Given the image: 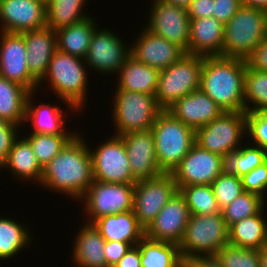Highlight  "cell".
Listing matches in <instances>:
<instances>
[{"label":"cell","mask_w":267,"mask_h":267,"mask_svg":"<svg viewBox=\"0 0 267 267\" xmlns=\"http://www.w3.org/2000/svg\"><path fill=\"white\" fill-rule=\"evenodd\" d=\"M178 191L171 173L137 181L134 185L133 211L139 223L146 229Z\"/></svg>","instance_id":"8fae6325"},{"label":"cell","mask_w":267,"mask_h":267,"mask_svg":"<svg viewBox=\"0 0 267 267\" xmlns=\"http://www.w3.org/2000/svg\"><path fill=\"white\" fill-rule=\"evenodd\" d=\"M203 56L184 54L159 72L155 92L157 105L166 110L180 98L200 89Z\"/></svg>","instance_id":"52a82bcc"},{"label":"cell","mask_w":267,"mask_h":267,"mask_svg":"<svg viewBox=\"0 0 267 267\" xmlns=\"http://www.w3.org/2000/svg\"><path fill=\"white\" fill-rule=\"evenodd\" d=\"M88 145L76 134L46 166L40 184L56 192L81 199L93 183L92 158ZM45 185V186H44Z\"/></svg>","instance_id":"6da1fadb"},{"label":"cell","mask_w":267,"mask_h":267,"mask_svg":"<svg viewBox=\"0 0 267 267\" xmlns=\"http://www.w3.org/2000/svg\"><path fill=\"white\" fill-rule=\"evenodd\" d=\"M185 198L191 215L216 214L221 212L211 185H188L179 189Z\"/></svg>","instance_id":"74e56055"},{"label":"cell","mask_w":267,"mask_h":267,"mask_svg":"<svg viewBox=\"0 0 267 267\" xmlns=\"http://www.w3.org/2000/svg\"><path fill=\"white\" fill-rule=\"evenodd\" d=\"M267 37V11L241 6L224 25L222 56L247 60Z\"/></svg>","instance_id":"3957f363"},{"label":"cell","mask_w":267,"mask_h":267,"mask_svg":"<svg viewBox=\"0 0 267 267\" xmlns=\"http://www.w3.org/2000/svg\"><path fill=\"white\" fill-rule=\"evenodd\" d=\"M82 61H84L83 58L57 49L49 62L46 75L39 82L41 85L44 79H48L54 93L75 112L84 106L87 94L88 77Z\"/></svg>","instance_id":"5b68a950"},{"label":"cell","mask_w":267,"mask_h":267,"mask_svg":"<svg viewBox=\"0 0 267 267\" xmlns=\"http://www.w3.org/2000/svg\"><path fill=\"white\" fill-rule=\"evenodd\" d=\"M184 267H223L216 255L197 256L184 261Z\"/></svg>","instance_id":"681fc988"},{"label":"cell","mask_w":267,"mask_h":267,"mask_svg":"<svg viewBox=\"0 0 267 267\" xmlns=\"http://www.w3.org/2000/svg\"><path fill=\"white\" fill-rule=\"evenodd\" d=\"M265 205V199L261 196L242 192L232 203L221 210L222 217L229 228L244 218L260 213Z\"/></svg>","instance_id":"f35d334b"},{"label":"cell","mask_w":267,"mask_h":267,"mask_svg":"<svg viewBox=\"0 0 267 267\" xmlns=\"http://www.w3.org/2000/svg\"><path fill=\"white\" fill-rule=\"evenodd\" d=\"M17 221L0 218V260L14 257L31 241L27 229ZM27 231V232H26Z\"/></svg>","instance_id":"d590c367"},{"label":"cell","mask_w":267,"mask_h":267,"mask_svg":"<svg viewBox=\"0 0 267 267\" xmlns=\"http://www.w3.org/2000/svg\"><path fill=\"white\" fill-rule=\"evenodd\" d=\"M266 161L267 149L243 145L236 151L221 156L222 173L241 178Z\"/></svg>","instance_id":"d6a6232c"},{"label":"cell","mask_w":267,"mask_h":267,"mask_svg":"<svg viewBox=\"0 0 267 267\" xmlns=\"http://www.w3.org/2000/svg\"><path fill=\"white\" fill-rule=\"evenodd\" d=\"M247 60L203 57L200 88L223 112H245L244 84Z\"/></svg>","instance_id":"7a4b0ae2"},{"label":"cell","mask_w":267,"mask_h":267,"mask_svg":"<svg viewBox=\"0 0 267 267\" xmlns=\"http://www.w3.org/2000/svg\"><path fill=\"white\" fill-rule=\"evenodd\" d=\"M85 0H50L46 4V26L57 31L87 18L81 14Z\"/></svg>","instance_id":"836d02e7"},{"label":"cell","mask_w":267,"mask_h":267,"mask_svg":"<svg viewBox=\"0 0 267 267\" xmlns=\"http://www.w3.org/2000/svg\"><path fill=\"white\" fill-rule=\"evenodd\" d=\"M0 76L36 92L39 82L27 67V53L22 33L0 32Z\"/></svg>","instance_id":"9a60e30c"},{"label":"cell","mask_w":267,"mask_h":267,"mask_svg":"<svg viewBox=\"0 0 267 267\" xmlns=\"http://www.w3.org/2000/svg\"><path fill=\"white\" fill-rule=\"evenodd\" d=\"M95 26L96 23L92 20V17H87L73 25L58 29L55 31L57 49L84 59L88 52Z\"/></svg>","instance_id":"83f0119b"},{"label":"cell","mask_w":267,"mask_h":267,"mask_svg":"<svg viewBox=\"0 0 267 267\" xmlns=\"http://www.w3.org/2000/svg\"><path fill=\"white\" fill-rule=\"evenodd\" d=\"M105 267H117L116 264H110V265H106Z\"/></svg>","instance_id":"11a10c76"},{"label":"cell","mask_w":267,"mask_h":267,"mask_svg":"<svg viewBox=\"0 0 267 267\" xmlns=\"http://www.w3.org/2000/svg\"><path fill=\"white\" fill-rule=\"evenodd\" d=\"M162 1L168 4H172V5L187 9L189 7L191 0H162Z\"/></svg>","instance_id":"f5cc1de1"},{"label":"cell","mask_w":267,"mask_h":267,"mask_svg":"<svg viewBox=\"0 0 267 267\" xmlns=\"http://www.w3.org/2000/svg\"><path fill=\"white\" fill-rule=\"evenodd\" d=\"M97 29H94L84 63L101 73H118L130 56V49L112 31Z\"/></svg>","instance_id":"e0dca14e"},{"label":"cell","mask_w":267,"mask_h":267,"mask_svg":"<svg viewBox=\"0 0 267 267\" xmlns=\"http://www.w3.org/2000/svg\"><path fill=\"white\" fill-rule=\"evenodd\" d=\"M264 210L231 225L228 228L229 245L257 250L266 247L267 222L263 216Z\"/></svg>","instance_id":"4316f807"},{"label":"cell","mask_w":267,"mask_h":267,"mask_svg":"<svg viewBox=\"0 0 267 267\" xmlns=\"http://www.w3.org/2000/svg\"><path fill=\"white\" fill-rule=\"evenodd\" d=\"M121 137L126 147L133 177L137 181L154 178L164 173L157 163L151 130L129 132Z\"/></svg>","instance_id":"d6986e66"},{"label":"cell","mask_w":267,"mask_h":267,"mask_svg":"<svg viewBox=\"0 0 267 267\" xmlns=\"http://www.w3.org/2000/svg\"><path fill=\"white\" fill-rule=\"evenodd\" d=\"M30 93L22 85L0 76V118L20 126L25 121Z\"/></svg>","instance_id":"f1b7e54d"},{"label":"cell","mask_w":267,"mask_h":267,"mask_svg":"<svg viewBox=\"0 0 267 267\" xmlns=\"http://www.w3.org/2000/svg\"><path fill=\"white\" fill-rule=\"evenodd\" d=\"M211 186L220 211L244 192L240 177L224 173H221Z\"/></svg>","instance_id":"60d3db41"},{"label":"cell","mask_w":267,"mask_h":267,"mask_svg":"<svg viewBox=\"0 0 267 267\" xmlns=\"http://www.w3.org/2000/svg\"><path fill=\"white\" fill-rule=\"evenodd\" d=\"M166 111L194 130L209 124L223 113L201 88L180 98Z\"/></svg>","instance_id":"44dd1931"},{"label":"cell","mask_w":267,"mask_h":267,"mask_svg":"<svg viewBox=\"0 0 267 267\" xmlns=\"http://www.w3.org/2000/svg\"><path fill=\"white\" fill-rule=\"evenodd\" d=\"M151 131L158 166L164 173H171L195 144V130L162 110Z\"/></svg>","instance_id":"277c9868"},{"label":"cell","mask_w":267,"mask_h":267,"mask_svg":"<svg viewBox=\"0 0 267 267\" xmlns=\"http://www.w3.org/2000/svg\"><path fill=\"white\" fill-rule=\"evenodd\" d=\"M0 20L4 32L23 33L46 26V4L40 0H3Z\"/></svg>","instance_id":"ac0fdd59"},{"label":"cell","mask_w":267,"mask_h":267,"mask_svg":"<svg viewBox=\"0 0 267 267\" xmlns=\"http://www.w3.org/2000/svg\"><path fill=\"white\" fill-rule=\"evenodd\" d=\"M150 19L146 29L169 42L177 44L185 52L189 45L190 18L187 9L168 4L162 0L153 1Z\"/></svg>","instance_id":"5bb4252c"},{"label":"cell","mask_w":267,"mask_h":267,"mask_svg":"<svg viewBox=\"0 0 267 267\" xmlns=\"http://www.w3.org/2000/svg\"><path fill=\"white\" fill-rule=\"evenodd\" d=\"M42 2H44L45 4H47L50 0H40Z\"/></svg>","instance_id":"9f6ffc18"},{"label":"cell","mask_w":267,"mask_h":267,"mask_svg":"<svg viewBox=\"0 0 267 267\" xmlns=\"http://www.w3.org/2000/svg\"><path fill=\"white\" fill-rule=\"evenodd\" d=\"M260 267H267V246L259 250Z\"/></svg>","instance_id":"db71d44e"},{"label":"cell","mask_w":267,"mask_h":267,"mask_svg":"<svg viewBox=\"0 0 267 267\" xmlns=\"http://www.w3.org/2000/svg\"><path fill=\"white\" fill-rule=\"evenodd\" d=\"M30 74L40 82L47 73L49 62L57 50L56 33L47 26L23 32Z\"/></svg>","instance_id":"7402d4cb"},{"label":"cell","mask_w":267,"mask_h":267,"mask_svg":"<svg viewBox=\"0 0 267 267\" xmlns=\"http://www.w3.org/2000/svg\"><path fill=\"white\" fill-rule=\"evenodd\" d=\"M159 72L158 69L139 62L130 55L117 73V89L155 94Z\"/></svg>","instance_id":"484cf974"},{"label":"cell","mask_w":267,"mask_h":267,"mask_svg":"<svg viewBox=\"0 0 267 267\" xmlns=\"http://www.w3.org/2000/svg\"><path fill=\"white\" fill-rule=\"evenodd\" d=\"M16 128L18 125L0 118V168L6 163L13 142L18 138Z\"/></svg>","instance_id":"ee69618b"},{"label":"cell","mask_w":267,"mask_h":267,"mask_svg":"<svg viewBox=\"0 0 267 267\" xmlns=\"http://www.w3.org/2000/svg\"><path fill=\"white\" fill-rule=\"evenodd\" d=\"M229 244L228 227L222 213L191 215L179 244L183 262L197 256L216 255Z\"/></svg>","instance_id":"8992f818"},{"label":"cell","mask_w":267,"mask_h":267,"mask_svg":"<svg viewBox=\"0 0 267 267\" xmlns=\"http://www.w3.org/2000/svg\"><path fill=\"white\" fill-rule=\"evenodd\" d=\"M241 6L240 0H213V17L225 25Z\"/></svg>","instance_id":"f6af8a7d"},{"label":"cell","mask_w":267,"mask_h":267,"mask_svg":"<svg viewBox=\"0 0 267 267\" xmlns=\"http://www.w3.org/2000/svg\"><path fill=\"white\" fill-rule=\"evenodd\" d=\"M223 267H260L259 250L223 246L216 254Z\"/></svg>","instance_id":"ab89813d"},{"label":"cell","mask_w":267,"mask_h":267,"mask_svg":"<svg viewBox=\"0 0 267 267\" xmlns=\"http://www.w3.org/2000/svg\"><path fill=\"white\" fill-rule=\"evenodd\" d=\"M190 216L185 198L178 191L147 226L145 236L151 240L179 245Z\"/></svg>","instance_id":"2e32d148"},{"label":"cell","mask_w":267,"mask_h":267,"mask_svg":"<svg viewBox=\"0 0 267 267\" xmlns=\"http://www.w3.org/2000/svg\"><path fill=\"white\" fill-rule=\"evenodd\" d=\"M90 153L94 180L117 184L137 182L133 177L121 136H112Z\"/></svg>","instance_id":"7c38bea8"},{"label":"cell","mask_w":267,"mask_h":267,"mask_svg":"<svg viewBox=\"0 0 267 267\" xmlns=\"http://www.w3.org/2000/svg\"><path fill=\"white\" fill-rule=\"evenodd\" d=\"M243 6L258 8L267 11V0H240Z\"/></svg>","instance_id":"816d5d0a"},{"label":"cell","mask_w":267,"mask_h":267,"mask_svg":"<svg viewBox=\"0 0 267 267\" xmlns=\"http://www.w3.org/2000/svg\"><path fill=\"white\" fill-rule=\"evenodd\" d=\"M245 131V112H223L209 124L195 130V144L222 156L241 147V138L247 134Z\"/></svg>","instance_id":"9c48e42d"},{"label":"cell","mask_w":267,"mask_h":267,"mask_svg":"<svg viewBox=\"0 0 267 267\" xmlns=\"http://www.w3.org/2000/svg\"><path fill=\"white\" fill-rule=\"evenodd\" d=\"M75 134H41L30 133L25 139L30 143L33 152L43 168L46 166Z\"/></svg>","instance_id":"8d00e7d4"},{"label":"cell","mask_w":267,"mask_h":267,"mask_svg":"<svg viewBox=\"0 0 267 267\" xmlns=\"http://www.w3.org/2000/svg\"><path fill=\"white\" fill-rule=\"evenodd\" d=\"M2 167L9 168L18 178L31 179L40 184L43 168L25 137L13 142L6 163Z\"/></svg>","instance_id":"f546056e"},{"label":"cell","mask_w":267,"mask_h":267,"mask_svg":"<svg viewBox=\"0 0 267 267\" xmlns=\"http://www.w3.org/2000/svg\"><path fill=\"white\" fill-rule=\"evenodd\" d=\"M137 245L140 248L141 267H184L177 244L155 241L145 236Z\"/></svg>","instance_id":"1f68e13d"},{"label":"cell","mask_w":267,"mask_h":267,"mask_svg":"<svg viewBox=\"0 0 267 267\" xmlns=\"http://www.w3.org/2000/svg\"><path fill=\"white\" fill-rule=\"evenodd\" d=\"M250 102L253 106H250ZM244 104L245 113L267 109V72L255 70L248 64L245 72Z\"/></svg>","instance_id":"e575fe53"},{"label":"cell","mask_w":267,"mask_h":267,"mask_svg":"<svg viewBox=\"0 0 267 267\" xmlns=\"http://www.w3.org/2000/svg\"><path fill=\"white\" fill-rule=\"evenodd\" d=\"M224 24L215 17L190 19L189 45L186 54L222 56Z\"/></svg>","instance_id":"603a6c76"},{"label":"cell","mask_w":267,"mask_h":267,"mask_svg":"<svg viewBox=\"0 0 267 267\" xmlns=\"http://www.w3.org/2000/svg\"><path fill=\"white\" fill-rule=\"evenodd\" d=\"M247 64L255 70L267 72V37L264 38L247 59Z\"/></svg>","instance_id":"c3c4849f"},{"label":"cell","mask_w":267,"mask_h":267,"mask_svg":"<svg viewBox=\"0 0 267 267\" xmlns=\"http://www.w3.org/2000/svg\"><path fill=\"white\" fill-rule=\"evenodd\" d=\"M112 119L117 136L129 132L151 130L162 109L157 105L155 95L118 89L115 93Z\"/></svg>","instance_id":"ba28073f"},{"label":"cell","mask_w":267,"mask_h":267,"mask_svg":"<svg viewBox=\"0 0 267 267\" xmlns=\"http://www.w3.org/2000/svg\"><path fill=\"white\" fill-rule=\"evenodd\" d=\"M73 246V262L79 267H105V239L91 223L78 232Z\"/></svg>","instance_id":"d4e9b609"},{"label":"cell","mask_w":267,"mask_h":267,"mask_svg":"<svg viewBox=\"0 0 267 267\" xmlns=\"http://www.w3.org/2000/svg\"><path fill=\"white\" fill-rule=\"evenodd\" d=\"M33 92L27 99L25 122L32 121L33 132L41 134H74L67 133L65 130L63 109L58 106H49V104H39L34 106L32 101Z\"/></svg>","instance_id":"4dcf8cb0"},{"label":"cell","mask_w":267,"mask_h":267,"mask_svg":"<svg viewBox=\"0 0 267 267\" xmlns=\"http://www.w3.org/2000/svg\"><path fill=\"white\" fill-rule=\"evenodd\" d=\"M116 265L117 267H141L139 246H132Z\"/></svg>","instance_id":"f907efd6"},{"label":"cell","mask_w":267,"mask_h":267,"mask_svg":"<svg viewBox=\"0 0 267 267\" xmlns=\"http://www.w3.org/2000/svg\"><path fill=\"white\" fill-rule=\"evenodd\" d=\"M135 183H108L94 180L85 194L84 207L91 224L106 215L119 214L133 210Z\"/></svg>","instance_id":"30bf717a"},{"label":"cell","mask_w":267,"mask_h":267,"mask_svg":"<svg viewBox=\"0 0 267 267\" xmlns=\"http://www.w3.org/2000/svg\"><path fill=\"white\" fill-rule=\"evenodd\" d=\"M92 224L105 241H121L136 246L145 237V228L133 210L100 217Z\"/></svg>","instance_id":"cb8c5ba5"},{"label":"cell","mask_w":267,"mask_h":267,"mask_svg":"<svg viewBox=\"0 0 267 267\" xmlns=\"http://www.w3.org/2000/svg\"><path fill=\"white\" fill-rule=\"evenodd\" d=\"M246 132L254 146L267 149V109L246 113Z\"/></svg>","instance_id":"b9f144b4"},{"label":"cell","mask_w":267,"mask_h":267,"mask_svg":"<svg viewBox=\"0 0 267 267\" xmlns=\"http://www.w3.org/2000/svg\"><path fill=\"white\" fill-rule=\"evenodd\" d=\"M130 49V55L137 61L158 69H166L177 62L185 51L177 44L151 33L146 28L139 34Z\"/></svg>","instance_id":"ffe728a7"},{"label":"cell","mask_w":267,"mask_h":267,"mask_svg":"<svg viewBox=\"0 0 267 267\" xmlns=\"http://www.w3.org/2000/svg\"><path fill=\"white\" fill-rule=\"evenodd\" d=\"M222 173L221 156L194 144L171 174L178 190L188 185H211Z\"/></svg>","instance_id":"4fadbf2b"},{"label":"cell","mask_w":267,"mask_h":267,"mask_svg":"<svg viewBox=\"0 0 267 267\" xmlns=\"http://www.w3.org/2000/svg\"><path fill=\"white\" fill-rule=\"evenodd\" d=\"M187 13L190 19L213 17V0H191Z\"/></svg>","instance_id":"7dc6e473"},{"label":"cell","mask_w":267,"mask_h":267,"mask_svg":"<svg viewBox=\"0 0 267 267\" xmlns=\"http://www.w3.org/2000/svg\"><path fill=\"white\" fill-rule=\"evenodd\" d=\"M132 247L130 243L121 241H105L104 255L106 264H116Z\"/></svg>","instance_id":"bcb514c9"},{"label":"cell","mask_w":267,"mask_h":267,"mask_svg":"<svg viewBox=\"0 0 267 267\" xmlns=\"http://www.w3.org/2000/svg\"><path fill=\"white\" fill-rule=\"evenodd\" d=\"M243 190L265 199L267 190V161L241 177Z\"/></svg>","instance_id":"7bdbcfd3"}]
</instances>
